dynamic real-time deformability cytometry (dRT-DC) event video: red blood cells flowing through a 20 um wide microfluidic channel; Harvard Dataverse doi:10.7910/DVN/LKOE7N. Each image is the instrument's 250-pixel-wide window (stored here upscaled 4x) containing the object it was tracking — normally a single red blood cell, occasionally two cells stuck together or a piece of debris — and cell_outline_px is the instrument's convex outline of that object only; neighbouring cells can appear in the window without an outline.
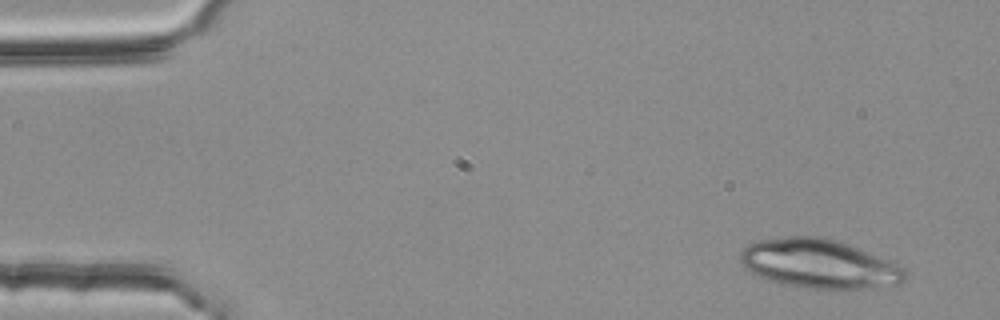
{"species": "common noctule bat (a hibernating species)", "species_latin": "Nyctalus noctula", "temperature_condition": "room temperature", "stored_images_in_passage": 3, "camera_frame_rate_fps": 3000, "um_per_image_px": 0.085, "animal": {"sex": "female", "body_mass_g": 25.1}, "frame": {"image": 1, "passage_image": 1, "time_ms": 0.0, "image_size_px": [1000, 320], "cell_outline_px": [[908, 280], [904, 284], [860, 288], [812, 288], [784, 284], [768, 280], [752, 272], [740, 260], [740, 252], [748, 244], [760, 240], [788, 236], [824, 236], [848, 244], [888, 260], [904, 268], [908, 276]], "centroid_in_image_um": [69.67, 22.41], "position_along_channel_um": 15.3, "area_um2": 46.7}}